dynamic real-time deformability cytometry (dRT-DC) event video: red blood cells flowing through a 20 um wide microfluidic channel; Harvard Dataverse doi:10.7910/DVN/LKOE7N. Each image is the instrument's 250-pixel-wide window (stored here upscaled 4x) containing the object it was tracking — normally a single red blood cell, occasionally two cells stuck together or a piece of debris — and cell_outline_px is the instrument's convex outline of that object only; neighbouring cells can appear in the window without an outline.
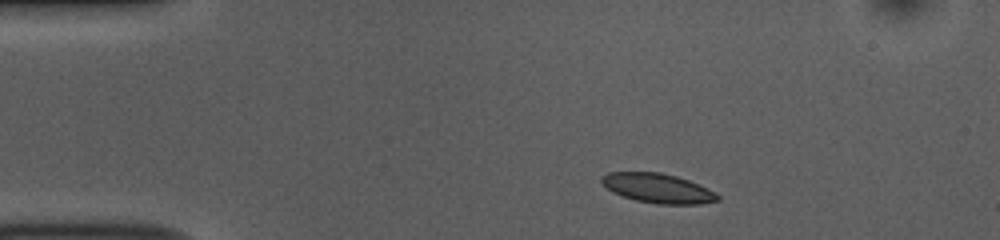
{"species": "common noctule bat (a hibernating species)", "species_latin": "Nyctalus noctula", "temperature_condition": "room temperature", "stored_images_in_passage": 44, "camera_frame_rate_fps": 3000, "um_per_image_px": 0.085, "animal": {"sex": "female", "body_mass_g": 10.0, "forearm_length_mm": 53.1}, "frame": {"image": 1, "passage_image": 1, "time_ms": 0.0, "image_size_px": [1000, 240], "cell_outline_px": [[720, 200], [700, 204], [656, 204], [636, 200], [612, 192], [600, 180], [600, 176], [608, 172], [660, 172], [676, 176], [688, 180], [716, 192], [720, 196]], "centroid_in_image_um": [55.92, 16.0], "position_along_channel_um": 29.1, "area_um2": 19.88}}
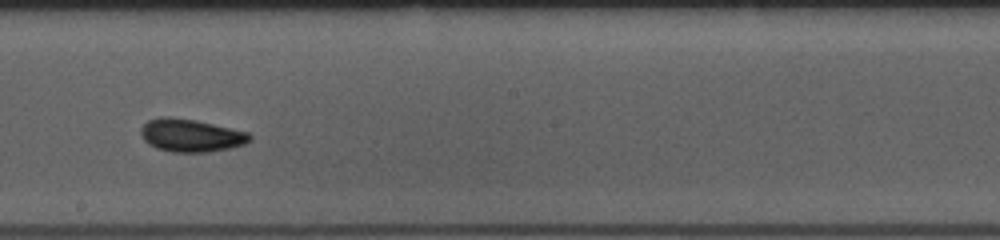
{"frame": {"image": 2, "passage_image": 21, "time_ms": 6.667, "image_size_px": [1000, 240], "cell_outline_px": [[252, 140], [244, 144], [228, 148], [208, 152], [172, 152], [156, 148], [148, 144], [144, 140], [140, 132], [140, 128], [148, 120], [168, 116], [196, 120], [248, 132], [252, 136]], "centroid_in_image_um": [16.22, 11.51], "position_along_channel_um": 232.0, "area_um2": 20.81}}
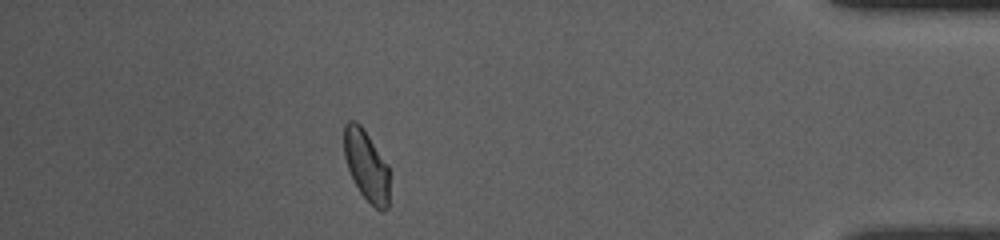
{"frame": {"image": 3, "passage_image": 38, "time_ms": 12.333, "image_size_px": [1000, 240], "cell_outline_px": [[388, 208], [380, 212], [360, 192], [348, 168], [344, 156], [344, 124], [348, 120], [356, 120], [360, 124], [388, 164]], "centroid_in_image_um": [31.13, 14.03], "position_along_channel_um": 404.1, "area_um2": 18.5}, "authors_computed_cell_mechanics": {"area_um2": 19.7098, "velocity_mm_per_s": 3.8337, "shape_relaxation_time_tau1_ms": 7.7308, "shape_relaxation_time_tau2_ms": 2.8024, "deformation_change_tau1": 0.1501, "deformation_change_tau2": 0.0592}}